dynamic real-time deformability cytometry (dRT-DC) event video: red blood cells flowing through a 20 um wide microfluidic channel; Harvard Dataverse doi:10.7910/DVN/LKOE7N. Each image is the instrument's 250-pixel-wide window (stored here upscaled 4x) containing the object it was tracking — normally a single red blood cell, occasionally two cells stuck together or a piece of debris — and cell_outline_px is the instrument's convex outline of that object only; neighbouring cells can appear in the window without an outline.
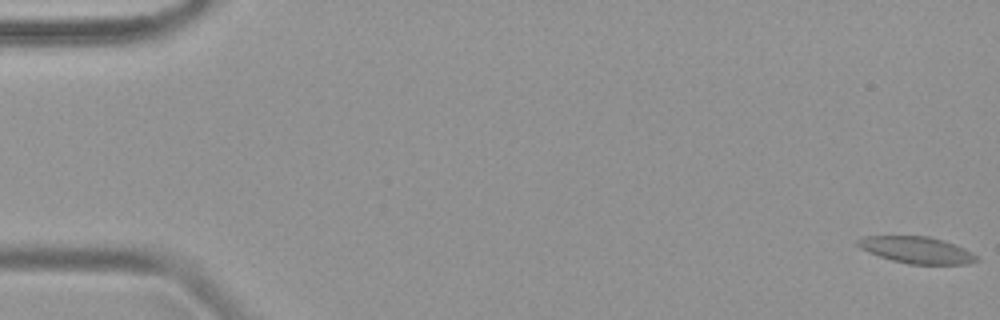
{"species": "common noctule bat (a hibernating species)", "species_latin": "Nyctalus noctula", "temperature_condition": "warm", "stored_images_in_passage": 51, "camera_frame_rate_fps": 3000, "um_per_image_px": 0.085, "animal": {"sex": "female", "body_mass_g": 19.9}, "frame": {"image": 1, "passage_image": 1, "time_ms": 0.0, "image_size_px": [1000, 320], "cell_outline_px": [[980, 260], [964, 264], [908, 264], [892, 260], [868, 252], [860, 248], [856, 244], [856, 240], [864, 236], [928, 236], [944, 240], [964, 248], [972, 252]], "centroid_in_image_um": [77.9, 21.24], "position_along_channel_um": 7.1, "area_um2": 18.44}}
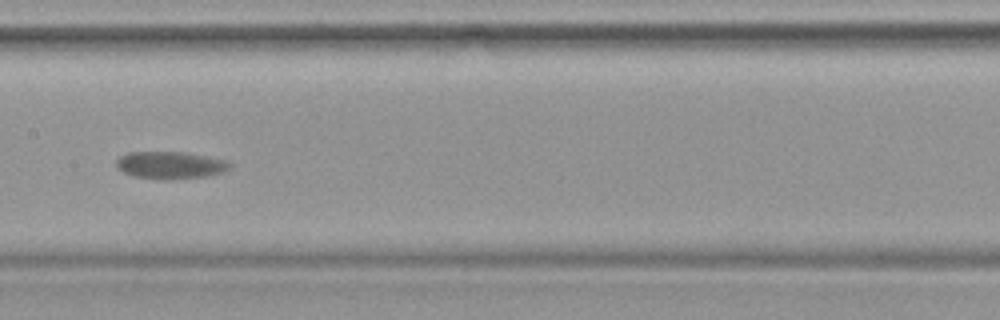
{"frame": {"image": 2, "passage_image": 26, "time_ms": 8.333, "image_size_px": [1000, 320], "cell_outline_px": [[232, 168], [224, 172], [204, 176], [164, 180], [160, 180], [136, 176], [124, 172], [116, 168], [116, 160], [120, 156], [128, 152], [184, 152], [228, 160], [232, 164]], "centroid_in_image_um": [14.5, 14.03], "position_along_channel_um": 192.9, "area_um2": 18.15}}
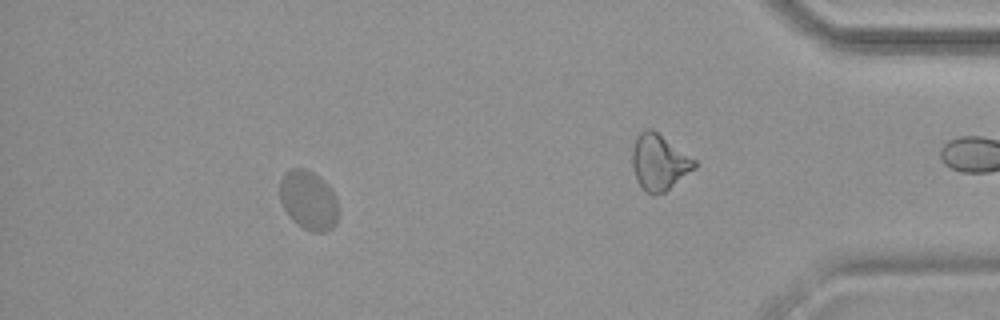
{"frame": {"image": 3, "passage_image": 46, "time_ms": 15.0, "image_size_px": [1000, 320], "cell_outline_px": [[340, 212], [336, 224], [328, 232], [312, 232], [296, 224], [288, 216], [280, 200], [280, 180], [284, 172], [292, 168], [304, 168], [320, 176], [328, 184], [336, 200]], "centroid_in_image_um": [26.23, 17.03], "position_along_channel_um": 409.0, "area_um2": 20.58}}